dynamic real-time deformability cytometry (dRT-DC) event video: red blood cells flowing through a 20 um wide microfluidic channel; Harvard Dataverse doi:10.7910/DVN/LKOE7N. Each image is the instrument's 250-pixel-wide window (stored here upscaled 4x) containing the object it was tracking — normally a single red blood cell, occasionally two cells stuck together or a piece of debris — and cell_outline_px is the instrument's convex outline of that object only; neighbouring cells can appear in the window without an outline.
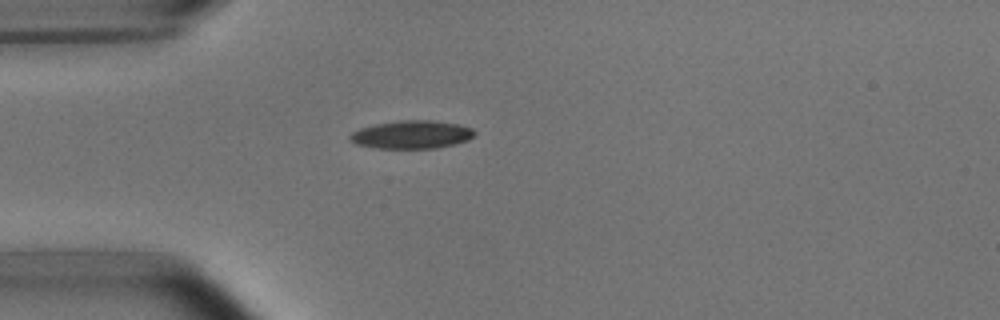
{"species": "common noctule bat (a hibernating species)", "species_latin": "Nyctalus noctula", "temperature_condition": "room temperature", "stored_images_in_passage": 3, "camera_frame_rate_fps": 3000, "um_per_image_px": 0.085, "animal": {"sex": "male", "body_mass_g": 15.6}, "frame": {"image": 1, "passage_image": 1, "time_ms": 0.0, "image_size_px": [1000, 320], "cell_outline_px": [[476, 136], [468, 140], [456, 144], [436, 148], [376, 148], [356, 144], [348, 140], [348, 136], [352, 132], [360, 128], [376, 124], [400, 120], [432, 120], [456, 124], [472, 128], [476, 132]], "centroid_in_image_um": [35.0, 11.44], "position_along_channel_um": 50.0, "area_um2": 20.52}}